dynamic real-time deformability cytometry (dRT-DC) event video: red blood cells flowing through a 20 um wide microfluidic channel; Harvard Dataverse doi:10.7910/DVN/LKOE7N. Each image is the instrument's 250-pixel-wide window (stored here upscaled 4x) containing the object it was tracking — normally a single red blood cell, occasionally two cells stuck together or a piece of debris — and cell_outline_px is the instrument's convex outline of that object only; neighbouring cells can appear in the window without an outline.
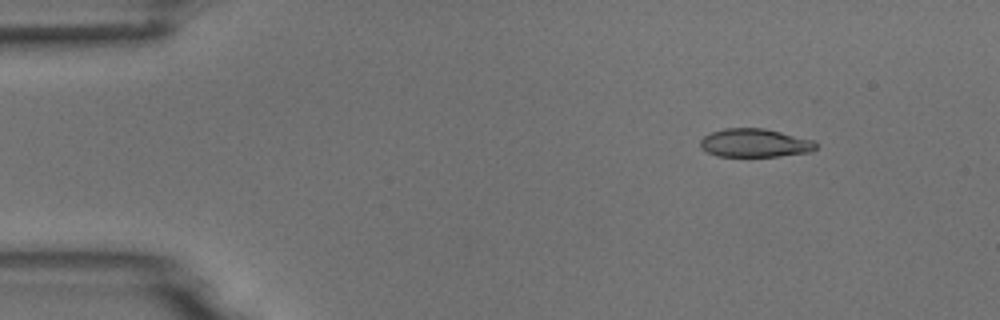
{"species": "common noctule bat (a hibernating species)", "species_latin": "Nyctalus noctula", "temperature_condition": "room temperature", "stored_images_in_passage": 4, "camera_frame_rate_fps": 3000, "um_per_image_px": 0.085, "animal": {"sex": "male", "body_mass_g": 18.8}, "frame": {"image": 1, "passage_image": 2, "time_ms": 1.0, "image_size_px": [1000, 320], "cell_outline_px": [[816, 148], [812, 152], [780, 156], [716, 156], [700, 148], [700, 140], [704, 136], [712, 132], [724, 128], [764, 128], [812, 140], [816, 144]], "centroid_in_image_um": [64.13, 12.16], "position_along_channel_um": 20.9, "area_um2": 19.07}}
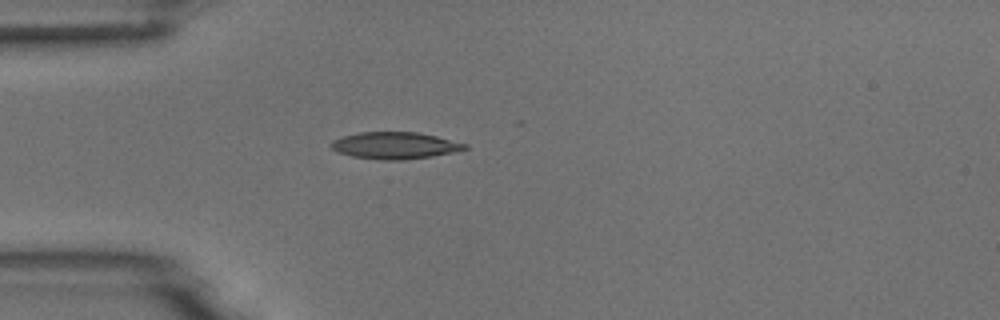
{"frame": {"image": 2, "passage_image": 4, "time_ms": 3.667, "image_size_px": [1000, 320], "cell_outline_px": [[468, 148], [452, 152], [432, 156], [404, 160], [380, 160], [352, 156], [336, 152], [328, 144], [332, 140], [340, 136], [360, 132], [416, 132], [436, 136], [468, 144]], "centroid_in_image_um": [33.51, 12.36], "position_along_channel_um": 51.5, "area_um2": 21.04}}